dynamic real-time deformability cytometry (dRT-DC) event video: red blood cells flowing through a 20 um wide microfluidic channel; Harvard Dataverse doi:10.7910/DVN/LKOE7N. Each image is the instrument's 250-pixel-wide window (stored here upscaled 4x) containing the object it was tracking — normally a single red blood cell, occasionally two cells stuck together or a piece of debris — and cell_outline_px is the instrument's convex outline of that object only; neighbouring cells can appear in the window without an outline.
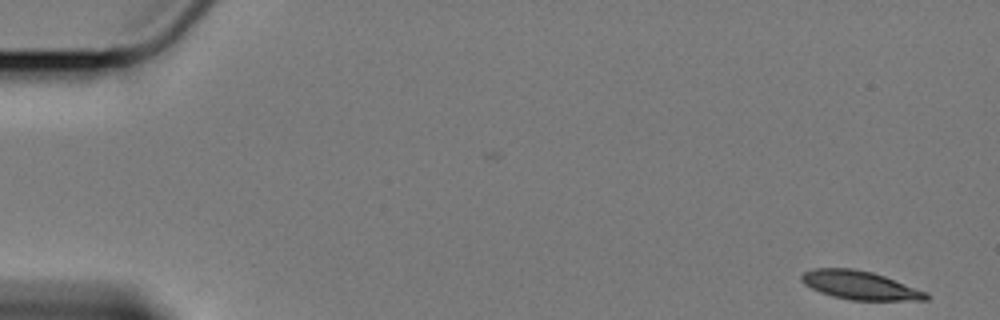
{"species": "Egyptian fruit bat (a non-hibernating species)", "species_latin": "Rousettus aegyptiacus", "temperature_condition": "cold", "stored_images_in_passage": 10, "camera_frame_rate_fps": 3000, "um_per_image_px": 0.085, "animal": {"sex": "female"}, "frame": {"image": 1, "passage_image": 1, "time_ms": 0.0, "image_size_px": [1000, 320], "cell_outline_px": [[932, 296], [928, 300], [852, 300], [832, 296], [820, 292], [804, 284], [800, 280], [800, 276], [804, 272], [812, 268], [852, 268], [872, 272], [884, 276], [928, 292]], "centroid_in_image_um": [73.1, 24.24], "position_along_channel_um": 11.9, "area_um2": 20.81}}